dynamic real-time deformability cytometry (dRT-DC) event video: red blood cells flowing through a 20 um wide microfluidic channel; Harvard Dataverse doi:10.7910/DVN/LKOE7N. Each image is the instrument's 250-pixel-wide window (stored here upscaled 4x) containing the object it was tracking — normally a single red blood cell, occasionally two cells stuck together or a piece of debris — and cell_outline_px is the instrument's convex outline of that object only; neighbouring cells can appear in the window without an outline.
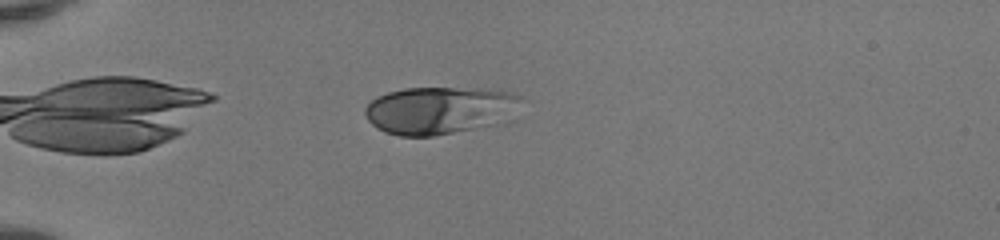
{"species": "human", "species_latin": "Homo sapiens", "temperature_condition": "room temperature", "stored_images_in_passage": 40, "camera_frame_rate_fps": 3000, "um_per_image_px": 0.085, "donor": {"sex": "female"}, "frame": {"image": 1, "passage_image": 5, "time_ms": 1.333, "image_size_px": [1000, 240], "cell_outline_px": [[520, 100], [516, 120], [508, 124], [432, 136], [400, 136], [384, 132], [376, 128], [368, 120], [364, 112], [364, 108], [376, 96], [388, 92], [404, 88], [476, 88], [512, 92], [520, 96]], "centroid_in_image_um": [37.48, 9.4], "position_along_channel_um": 47.5, "area_um2": 44.56}}
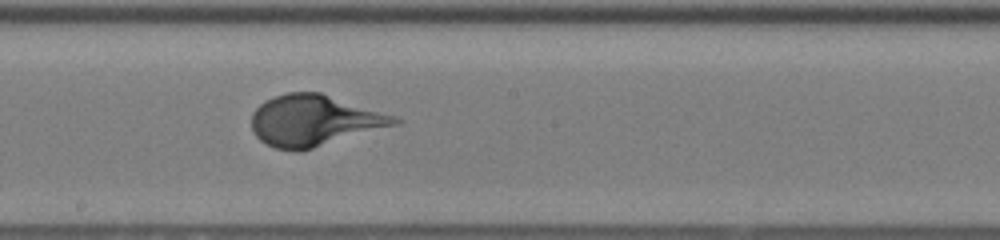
{"frame": {"image": 2, "passage_image": 20, "time_ms": 6.333, "image_size_px": [1000, 240], "cell_outline_px": [[404, 120], [400, 124], [300, 152], [292, 152], [276, 148], [260, 140], [252, 132], [252, 112], [264, 100], [288, 92], [320, 92], [396, 116]], "centroid_in_image_um": [26.72, 10.26], "position_along_channel_um": 221.5, "area_um2": 42.83}}
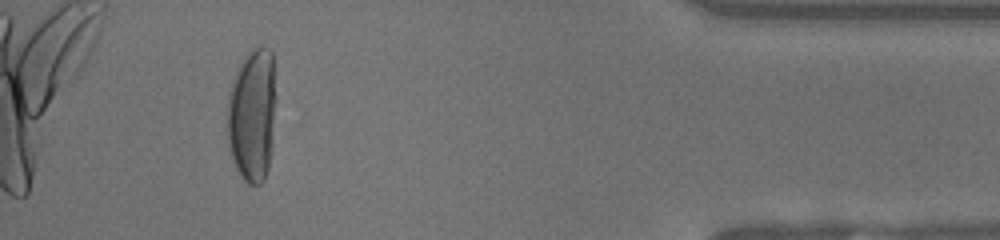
{"frame": {"image": 3, "passage_image": 37, "time_ms": 12.0, "image_size_px": [1000, 240], "cell_outline_px": [[276, 100], [272, 148], [268, 168], [264, 180], [260, 184], [248, 184], [244, 180], [236, 168], [232, 156], [228, 140], [228, 92], [236, 72], [244, 56], [252, 48], [260, 44], [272, 48], [276, 96]], "centroid_in_image_um": [21.48, 9.71], "position_along_channel_um": 413.7, "area_um2": 38.49}}